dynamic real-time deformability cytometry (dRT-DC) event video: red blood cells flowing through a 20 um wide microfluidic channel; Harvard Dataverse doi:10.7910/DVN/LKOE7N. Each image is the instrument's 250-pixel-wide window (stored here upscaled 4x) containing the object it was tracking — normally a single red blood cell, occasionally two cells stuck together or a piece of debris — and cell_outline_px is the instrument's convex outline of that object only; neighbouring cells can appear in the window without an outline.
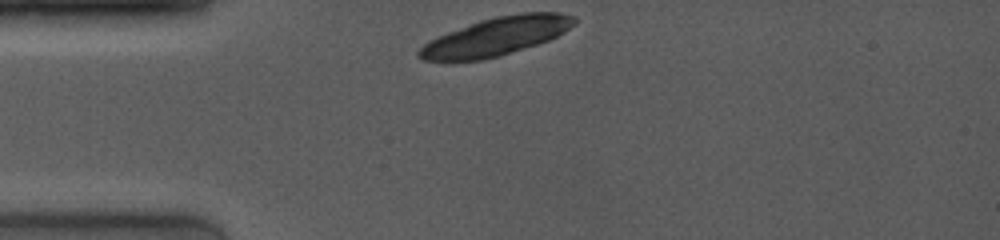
{"species": "common noctule bat (a hibernating species)", "species_latin": "Nyctalus noctula", "temperature_condition": "room temperature", "stored_images_in_passage": 1, "camera_frame_rate_fps": 4000, "um_per_image_px": 0.085, "animal": {"sex": "female", "body_mass_g": 19.0, "forearm_length_mm": 53.3}, "frame": {"image": 1, "passage_image": 1, "time_ms": 0.0, "image_size_px": [1000, 240], "cell_outline_px": [[576, 24], [564, 32], [548, 40], [500, 56], [484, 60], [420, 60], [416, 56], [416, 52], [424, 44], [448, 32], [480, 20], [496, 16], [524, 12], [556, 12], [576, 16]], "centroid_in_image_um": [42.2, 3.09], "position_along_channel_um": 42.8, "area_um2": 34.28}}